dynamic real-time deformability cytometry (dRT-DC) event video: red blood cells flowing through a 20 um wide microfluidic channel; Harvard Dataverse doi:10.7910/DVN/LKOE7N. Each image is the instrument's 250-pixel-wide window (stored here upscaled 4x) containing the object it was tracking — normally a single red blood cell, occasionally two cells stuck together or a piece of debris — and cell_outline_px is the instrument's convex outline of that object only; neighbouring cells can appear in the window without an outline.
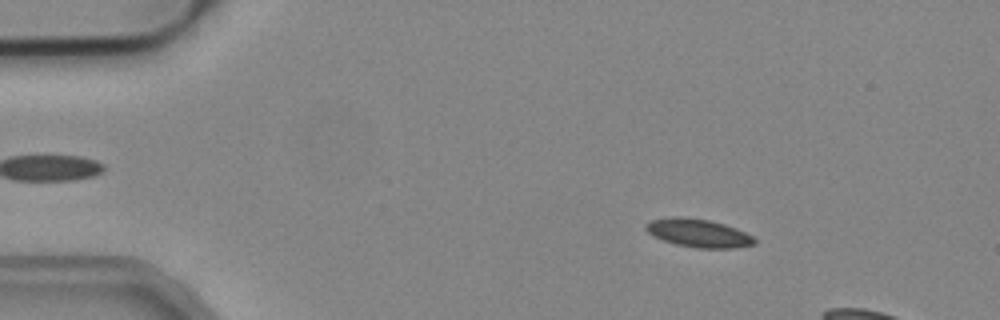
{"species": "common noctule bat (a hibernating species)", "species_latin": "Nyctalus noctula", "temperature_condition": "cold", "stored_images_in_passage": 14, "camera_frame_rate_fps": 3000, "um_per_image_px": 0.085, "animal": {"sex": "male", "body_mass_g": 19.2, "forearm_length_mm": 51.8}, "frame": {"image": 1, "passage_image": 8, "time_ms": 2.333, "image_size_px": [1000, 320], "cell_outline_px": [[756, 244], [732, 248], [696, 248], [676, 244], [652, 236], [644, 228], [644, 224], [652, 220], [672, 216], [680, 216], [708, 220], [724, 224], [736, 228], [752, 236], [756, 240]], "centroid_in_image_um": [59.33, 19.81], "position_along_channel_um": 25.7, "area_um2": 17.86}}